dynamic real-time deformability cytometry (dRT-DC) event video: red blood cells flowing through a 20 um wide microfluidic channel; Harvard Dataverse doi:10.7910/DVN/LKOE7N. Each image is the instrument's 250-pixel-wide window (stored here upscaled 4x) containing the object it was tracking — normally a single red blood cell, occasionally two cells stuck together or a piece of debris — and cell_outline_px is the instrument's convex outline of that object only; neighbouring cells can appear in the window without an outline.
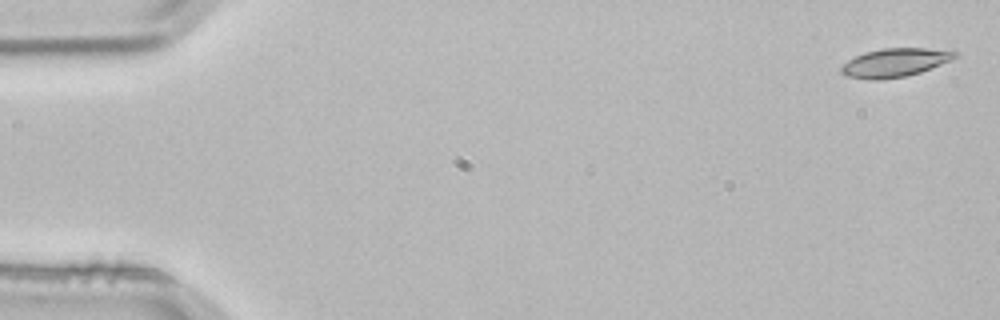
{"species": "common noctule bat (a hibernating species)", "species_latin": "Nyctalus noctula", "temperature_condition": "room temperature", "stored_images_in_passage": 4, "camera_frame_rate_fps": 3000, "um_per_image_px": 0.085, "animal": {"sex": "male", "body_mass_g": 21.5, "forearm_length_mm": 52.0}, "frame": {"image": 1, "passage_image": 1, "time_ms": 0.0, "image_size_px": [1000, 320], "cell_outline_px": [[956, 56], [940, 64], [920, 72], [904, 76], [880, 80], [872, 80], [848, 76], [840, 72], [840, 68], [848, 60], [864, 52], [884, 48], [924, 48], [956, 52]], "centroid_in_image_um": [75.99, 5.32], "position_along_channel_um": 9.0, "area_um2": 18.44}}
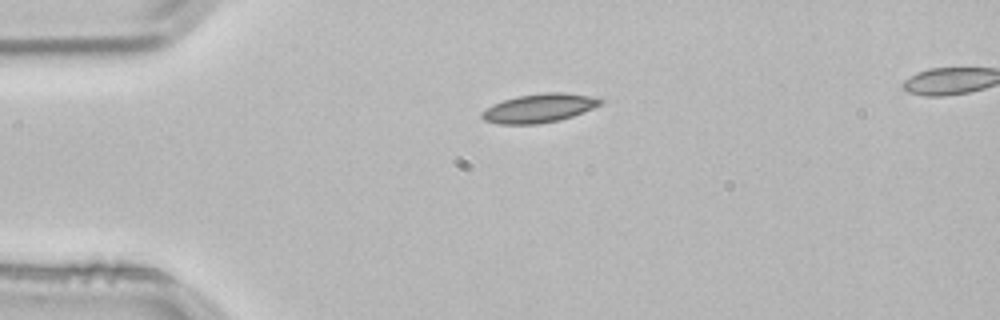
{"frame": {"image": 2, "passage_image": 3, "time_ms": 0.667, "image_size_px": [1000, 320], "cell_outline_px": [[604, 100], [600, 104], [592, 108], [572, 116], [556, 120], [536, 124], [500, 124], [484, 120], [480, 116], [480, 112], [484, 108], [492, 104], [504, 100], [520, 96], [544, 92], [564, 92], [600, 96]], "centroid_in_image_um": [45.83, 9.17], "position_along_channel_um": 39.2, "area_um2": 19.94}}